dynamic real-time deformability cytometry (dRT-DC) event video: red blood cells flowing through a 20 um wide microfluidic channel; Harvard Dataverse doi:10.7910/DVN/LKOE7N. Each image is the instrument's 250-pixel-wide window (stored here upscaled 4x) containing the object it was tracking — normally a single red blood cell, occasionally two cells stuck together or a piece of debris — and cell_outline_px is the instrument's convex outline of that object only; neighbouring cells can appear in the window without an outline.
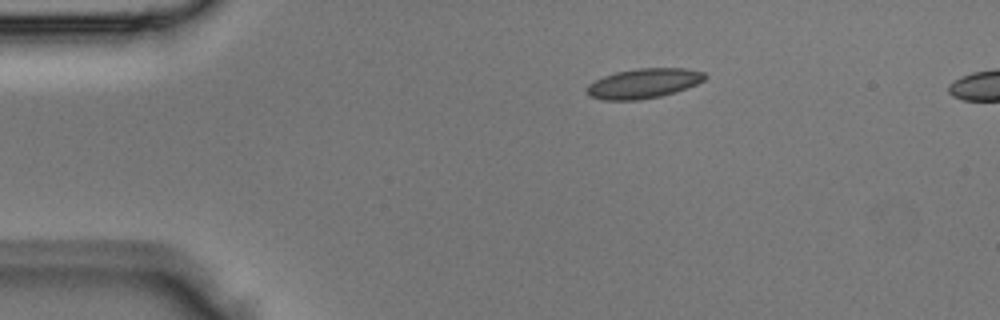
{"species": "Egyptian fruit bat (a non-hibernating species)", "species_latin": "Rousettus aegyptiacus", "temperature_condition": "room temperature", "stored_images_in_passage": 3, "segment_of_instrument_passage": [1, 2], "camera_frame_rate_fps": 3000, "um_per_image_px": 0.085, "animal": {"sex": "male"}, "frame": {"image": 1, "passage_image": 1, "time_ms": 0.0, "image_size_px": [1000, 320], "cell_outline_px": [[708, 76], [704, 80], [688, 88], [676, 92], [660, 96], [640, 100], [604, 100], [588, 96], [584, 88], [588, 84], [604, 76], [616, 72], [640, 68], [684, 68], [704, 72]], "centroid_in_image_um": [54.7, 7.09], "position_along_channel_um": 30.3, "area_um2": 20.63}}